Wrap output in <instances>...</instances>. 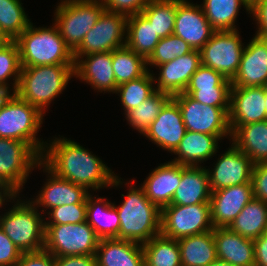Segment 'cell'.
<instances>
[{
	"label": "cell",
	"mask_w": 267,
	"mask_h": 266,
	"mask_svg": "<svg viewBox=\"0 0 267 266\" xmlns=\"http://www.w3.org/2000/svg\"><path fill=\"white\" fill-rule=\"evenodd\" d=\"M231 88H200V90H185L198 102L220 108H230Z\"/></svg>",
	"instance_id": "cell-44"
},
{
	"label": "cell",
	"mask_w": 267,
	"mask_h": 266,
	"mask_svg": "<svg viewBox=\"0 0 267 266\" xmlns=\"http://www.w3.org/2000/svg\"><path fill=\"white\" fill-rule=\"evenodd\" d=\"M74 59V77H78L100 93H115L117 83L112 66V51Z\"/></svg>",
	"instance_id": "cell-22"
},
{
	"label": "cell",
	"mask_w": 267,
	"mask_h": 266,
	"mask_svg": "<svg viewBox=\"0 0 267 266\" xmlns=\"http://www.w3.org/2000/svg\"><path fill=\"white\" fill-rule=\"evenodd\" d=\"M149 71L137 79L117 86L115 93L120 96L124 114L136 108L156 91L154 88L156 86L152 85L155 84L153 73Z\"/></svg>",
	"instance_id": "cell-38"
},
{
	"label": "cell",
	"mask_w": 267,
	"mask_h": 266,
	"mask_svg": "<svg viewBox=\"0 0 267 266\" xmlns=\"http://www.w3.org/2000/svg\"><path fill=\"white\" fill-rule=\"evenodd\" d=\"M238 30L215 31L210 40L199 50L201 64L232 80L239 68L244 43Z\"/></svg>",
	"instance_id": "cell-13"
},
{
	"label": "cell",
	"mask_w": 267,
	"mask_h": 266,
	"mask_svg": "<svg viewBox=\"0 0 267 266\" xmlns=\"http://www.w3.org/2000/svg\"><path fill=\"white\" fill-rule=\"evenodd\" d=\"M128 16L104 10L73 52L74 58L108 52L125 46Z\"/></svg>",
	"instance_id": "cell-12"
},
{
	"label": "cell",
	"mask_w": 267,
	"mask_h": 266,
	"mask_svg": "<svg viewBox=\"0 0 267 266\" xmlns=\"http://www.w3.org/2000/svg\"><path fill=\"white\" fill-rule=\"evenodd\" d=\"M9 39L5 36V34L0 29V46L7 43Z\"/></svg>",
	"instance_id": "cell-55"
},
{
	"label": "cell",
	"mask_w": 267,
	"mask_h": 266,
	"mask_svg": "<svg viewBox=\"0 0 267 266\" xmlns=\"http://www.w3.org/2000/svg\"><path fill=\"white\" fill-rule=\"evenodd\" d=\"M21 0H0V29L9 40H15L29 25Z\"/></svg>",
	"instance_id": "cell-39"
},
{
	"label": "cell",
	"mask_w": 267,
	"mask_h": 266,
	"mask_svg": "<svg viewBox=\"0 0 267 266\" xmlns=\"http://www.w3.org/2000/svg\"><path fill=\"white\" fill-rule=\"evenodd\" d=\"M208 266H232V265L224 260H220L217 258L214 262L210 263Z\"/></svg>",
	"instance_id": "cell-54"
},
{
	"label": "cell",
	"mask_w": 267,
	"mask_h": 266,
	"mask_svg": "<svg viewBox=\"0 0 267 266\" xmlns=\"http://www.w3.org/2000/svg\"><path fill=\"white\" fill-rule=\"evenodd\" d=\"M217 258L232 266H254V244L228 227L213 229Z\"/></svg>",
	"instance_id": "cell-24"
},
{
	"label": "cell",
	"mask_w": 267,
	"mask_h": 266,
	"mask_svg": "<svg viewBox=\"0 0 267 266\" xmlns=\"http://www.w3.org/2000/svg\"><path fill=\"white\" fill-rule=\"evenodd\" d=\"M19 195L5 182L0 180V208L5 203L6 200L9 201L18 197Z\"/></svg>",
	"instance_id": "cell-52"
},
{
	"label": "cell",
	"mask_w": 267,
	"mask_h": 266,
	"mask_svg": "<svg viewBox=\"0 0 267 266\" xmlns=\"http://www.w3.org/2000/svg\"><path fill=\"white\" fill-rule=\"evenodd\" d=\"M267 80V39L254 36L244 47L231 87H259Z\"/></svg>",
	"instance_id": "cell-20"
},
{
	"label": "cell",
	"mask_w": 267,
	"mask_h": 266,
	"mask_svg": "<svg viewBox=\"0 0 267 266\" xmlns=\"http://www.w3.org/2000/svg\"><path fill=\"white\" fill-rule=\"evenodd\" d=\"M216 30L210 25L201 5L177 0L173 34L187 42L193 50H200Z\"/></svg>",
	"instance_id": "cell-15"
},
{
	"label": "cell",
	"mask_w": 267,
	"mask_h": 266,
	"mask_svg": "<svg viewBox=\"0 0 267 266\" xmlns=\"http://www.w3.org/2000/svg\"><path fill=\"white\" fill-rule=\"evenodd\" d=\"M100 238L85 222L45 225L44 249L54 257L95 255Z\"/></svg>",
	"instance_id": "cell-8"
},
{
	"label": "cell",
	"mask_w": 267,
	"mask_h": 266,
	"mask_svg": "<svg viewBox=\"0 0 267 266\" xmlns=\"http://www.w3.org/2000/svg\"><path fill=\"white\" fill-rule=\"evenodd\" d=\"M177 0H150L141 14L150 22L158 37L173 34Z\"/></svg>",
	"instance_id": "cell-37"
},
{
	"label": "cell",
	"mask_w": 267,
	"mask_h": 266,
	"mask_svg": "<svg viewBox=\"0 0 267 266\" xmlns=\"http://www.w3.org/2000/svg\"><path fill=\"white\" fill-rule=\"evenodd\" d=\"M253 167L251 159L232 143L217 159L214 169H207L210 190L251 183Z\"/></svg>",
	"instance_id": "cell-14"
},
{
	"label": "cell",
	"mask_w": 267,
	"mask_h": 266,
	"mask_svg": "<svg viewBox=\"0 0 267 266\" xmlns=\"http://www.w3.org/2000/svg\"><path fill=\"white\" fill-rule=\"evenodd\" d=\"M181 165V181L170 205H194L209 203L211 190L205 167Z\"/></svg>",
	"instance_id": "cell-25"
},
{
	"label": "cell",
	"mask_w": 267,
	"mask_h": 266,
	"mask_svg": "<svg viewBox=\"0 0 267 266\" xmlns=\"http://www.w3.org/2000/svg\"><path fill=\"white\" fill-rule=\"evenodd\" d=\"M21 69L18 44L15 40H9L0 46V87H6L10 91L13 89L12 93H15L19 84ZM13 76V88L10 89L8 79Z\"/></svg>",
	"instance_id": "cell-40"
},
{
	"label": "cell",
	"mask_w": 267,
	"mask_h": 266,
	"mask_svg": "<svg viewBox=\"0 0 267 266\" xmlns=\"http://www.w3.org/2000/svg\"><path fill=\"white\" fill-rule=\"evenodd\" d=\"M55 266H96L95 255L55 257Z\"/></svg>",
	"instance_id": "cell-50"
},
{
	"label": "cell",
	"mask_w": 267,
	"mask_h": 266,
	"mask_svg": "<svg viewBox=\"0 0 267 266\" xmlns=\"http://www.w3.org/2000/svg\"><path fill=\"white\" fill-rule=\"evenodd\" d=\"M145 266H181L178 241L161 233L142 244Z\"/></svg>",
	"instance_id": "cell-34"
},
{
	"label": "cell",
	"mask_w": 267,
	"mask_h": 266,
	"mask_svg": "<svg viewBox=\"0 0 267 266\" xmlns=\"http://www.w3.org/2000/svg\"><path fill=\"white\" fill-rule=\"evenodd\" d=\"M17 199L6 214L0 216V228L21 252L44 249L45 218L30 200Z\"/></svg>",
	"instance_id": "cell-6"
},
{
	"label": "cell",
	"mask_w": 267,
	"mask_h": 266,
	"mask_svg": "<svg viewBox=\"0 0 267 266\" xmlns=\"http://www.w3.org/2000/svg\"><path fill=\"white\" fill-rule=\"evenodd\" d=\"M105 10L126 16L136 15L147 6L150 0H101Z\"/></svg>",
	"instance_id": "cell-45"
},
{
	"label": "cell",
	"mask_w": 267,
	"mask_h": 266,
	"mask_svg": "<svg viewBox=\"0 0 267 266\" xmlns=\"http://www.w3.org/2000/svg\"><path fill=\"white\" fill-rule=\"evenodd\" d=\"M37 167H42L43 171L47 172L48 179L42 187V190L36 196L37 198L30 201L35 207L53 209L62 205L87 204L89 191L83 186H79L57 176L42 162Z\"/></svg>",
	"instance_id": "cell-19"
},
{
	"label": "cell",
	"mask_w": 267,
	"mask_h": 266,
	"mask_svg": "<svg viewBox=\"0 0 267 266\" xmlns=\"http://www.w3.org/2000/svg\"><path fill=\"white\" fill-rule=\"evenodd\" d=\"M72 77L74 65L22 67L15 93L45 115L47 106L62 93Z\"/></svg>",
	"instance_id": "cell-4"
},
{
	"label": "cell",
	"mask_w": 267,
	"mask_h": 266,
	"mask_svg": "<svg viewBox=\"0 0 267 266\" xmlns=\"http://www.w3.org/2000/svg\"><path fill=\"white\" fill-rule=\"evenodd\" d=\"M187 129L177 102L171 98L152 122L144 135L157 147L173 153L185 136Z\"/></svg>",
	"instance_id": "cell-18"
},
{
	"label": "cell",
	"mask_w": 267,
	"mask_h": 266,
	"mask_svg": "<svg viewBox=\"0 0 267 266\" xmlns=\"http://www.w3.org/2000/svg\"><path fill=\"white\" fill-rule=\"evenodd\" d=\"M16 266H55V257L45 249L37 252H22Z\"/></svg>",
	"instance_id": "cell-49"
},
{
	"label": "cell",
	"mask_w": 267,
	"mask_h": 266,
	"mask_svg": "<svg viewBox=\"0 0 267 266\" xmlns=\"http://www.w3.org/2000/svg\"><path fill=\"white\" fill-rule=\"evenodd\" d=\"M172 98L177 102L184 125L188 131L208 135H229L230 108L213 107L202 104L186 93H179Z\"/></svg>",
	"instance_id": "cell-11"
},
{
	"label": "cell",
	"mask_w": 267,
	"mask_h": 266,
	"mask_svg": "<svg viewBox=\"0 0 267 266\" xmlns=\"http://www.w3.org/2000/svg\"><path fill=\"white\" fill-rule=\"evenodd\" d=\"M251 184L253 197L267 203V162L254 164Z\"/></svg>",
	"instance_id": "cell-46"
},
{
	"label": "cell",
	"mask_w": 267,
	"mask_h": 266,
	"mask_svg": "<svg viewBox=\"0 0 267 266\" xmlns=\"http://www.w3.org/2000/svg\"><path fill=\"white\" fill-rule=\"evenodd\" d=\"M265 103H266V120H267V94H266V101H265Z\"/></svg>",
	"instance_id": "cell-57"
},
{
	"label": "cell",
	"mask_w": 267,
	"mask_h": 266,
	"mask_svg": "<svg viewBox=\"0 0 267 266\" xmlns=\"http://www.w3.org/2000/svg\"><path fill=\"white\" fill-rule=\"evenodd\" d=\"M266 93L263 86L231 87L229 125L231 133L241 125L266 120Z\"/></svg>",
	"instance_id": "cell-16"
},
{
	"label": "cell",
	"mask_w": 267,
	"mask_h": 266,
	"mask_svg": "<svg viewBox=\"0 0 267 266\" xmlns=\"http://www.w3.org/2000/svg\"><path fill=\"white\" fill-rule=\"evenodd\" d=\"M95 257L96 266H145L142 244L124 239H100Z\"/></svg>",
	"instance_id": "cell-26"
},
{
	"label": "cell",
	"mask_w": 267,
	"mask_h": 266,
	"mask_svg": "<svg viewBox=\"0 0 267 266\" xmlns=\"http://www.w3.org/2000/svg\"><path fill=\"white\" fill-rule=\"evenodd\" d=\"M120 206H115L120 218L118 239L144 244L161 231V209L152 203L143 187H129Z\"/></svg>",
	"instance_id": "cell-2"
},
{
	"label": "cell",
	"mask_w": 267,
	"mask_h": 266,
	"mask_svg": "<svg viewBox=\"0 0 267 266\" xmlns=\"http://www.w3.org/2000/svg\"><path fill=\"white\" fill-rule=\"evenodd\" d=\"M43 116L34 105L12 93L0 108V137L25 142L41 156L47 143L37 138Z\"/></svg>",
	"instance_id": "cell-5"
},
{
	"label": "cell",
	"mask_w": 267,
	"mask_h": 266,
	"mask_svg": "<svg viewBox=\"0 0 267 266\" xmlns=\"http://www.w3.org/2000/svg\"><path fill=\"white\" fill-rule=\"evenodd\" d=\"M230 140L254 164L267 162V120L238 126Z\"/></svg>",
	"instance_id": "cell-28"
},
{
	"label": "cell",
	"mask_w": 267,
	"mask_h": 266,
	"mask_svg": "<svg viewBox=\"0 0 267 266\" xmlns=\"http://www.w3.org/2000/svg\"><path fill=\"white\" fill-rule=\"evenodd\" d=\"M159 41L157 32L141 13L128 16L125 43L127 47L147 60Z\"/></svg>",
	"instance_id": "cell-33"
},
{
	"label": "cell",
	"mask_w": 267,
	"mask_h": 266,
	"mask_svg": "<svg viewBox=\"0 0 267 266\" xmlns=\"http://www.w3.org/2000/svg\"><path fill=\"white\" fill-rule=\"evenodd\" d=\"M253 198L251 183L211 191L209 203L214 228L228 227Z\"/></svg>",
	"instance_id": "cell-17"
},
{
	"label": "cell",
	"mask_w": 267,
	"mask_h": 266,
	"mask_svg": "<svg viewBox=\"0 0 267 266\" xmlns=\"http://www.w3.org/2000/svg\"><path fill=\"white\" fill-rule=\"evenodd\" d=\"M53 26V27H52ZM35 28L32 23L15 39L22 67L75 65L73 52L56 25Z\"/></svg>",
	"instance_id": "cell-3"
},
{
	"label": "cell",
	"mask_w": 267,
	"mask_h": 266,
	"mask_svg": "<svg viewBox=\"0 0 267 266\" xmlns=\"http://www.w3.org/2000/svg\"><path fill=\"white\" fill-rule=\"evenodd\" d=\"M201 65L200 52L192 50L191 52L176 57L170 62L158 65L160 73L158 79L154 77L157 84L156 91L168 93L174 96L183 93L190 81L192 75Z\"/></svg>",
	"instance_id": "cell-21"
},
{
	"label": "cell",
	"mask_w": 267,
	"mask_h": 266,
	"mask_svg": "<svg viewBox=\"0 0 267 266\" xmlns=\"http://www.w3.org/2000/svg\"><path fill=\"white\" fill-rule=\"evenodd\" d=\"M201 8L216 31H235L240 5L250 14L249 0H204Z\"/></svg>",
	"instance_id": "cell-32"
},
{
	"label": "cell",
	"mask_w": 267,
	"mask_h": 266,
	"mask_svg": "<svg viewBox=\"0 0 267 266\" xmlns=\"http://www.w3.org/2000/svg\"><path fill=\"white\" fill-rule=\"evenodd\" d=\"M41 162L54 174L86 190H100L104 187H118L121 178L102 160L75 141L56 138L46 143ZM46 152V153H45Z\"/></svg>",
	"instance_id": "cell-1"
},
{
	"label": "cell",
	"mask_w": 267,
	"mask_h": 266,
	"mask_svg": "<svg viewBox=\"0 0 267 266\" xmlns=\"http://www.w3.org/2000/svg\"><path fill=\"white\" fill-rule=\"evenodd\" d=\"M112 66L117 86L137 79L149 70L147 60L126 45L112 51Z\"/></svg>",
	"instance_id": "cell-35"
},
{
	"label": "cell",
	"mask_w": 267,
	"mask_h": 266,
	"mask_svg": "<svg viewBox=\"0 0 267 266\" xmlns=\"http://www.w3.org/2000/svg\"><path fill=\"white\" fill-rule=\"evenodd\" d=\"M10 95L11 91H9V89L6 87H0V108Z\"/></svg>",
	"instance_id": "cell-53"
},
{
	"label": "cell",
	"mask_w": 267,
	"mask_h": 266,
	"mask_svg": "<svg viewBox=\"0 0 267 266\" xmlns=\"http://www.w3.org/2000/svg\"><path fill=\"white\" fill-rule=\"evenodd\" d=\"M22 252L0 228V266H16Z\"/></svg>",
	"instance_id": "cell-47"
},
{
	"label": "cell",
	"mask_w": 267,
	"mask_h": 266,
	"mask_svg": "<svg viewBox=\"0 0 267 266\" xmlns=\"http://www.w3.org/2000/svg\"><path fill=\"white\" fill-rule=\"evenodd\" d=\"M231 80L226 79L214 69L200 65L190 78L185 90H200V88H231Z\"/></svg>",
	"instance_id": "cell-42"
},
{
	"label": "cell",
	"mask_w": 267,
	"mask_h": 266,
	"mask_svg": "<svg viewBox=\"0 0 267 266\" xmlns=\"http://www.w3.org/2000/svg\"><path fill=\"white\" fill-rule=\"evenodd\" d=\"M254 244V266H267V231L257 239L253 240Z\"/></svg>",
	"instance_id": "cell-51"
},
{
	"label": "cell",
	"mask_w": 267,
	"mask_h": 266,
	"mask_svg": "<svg viewBox=\"0 0 267 266\" xmlns=\"http://www.w3.org/2000/svg\"><path fill=\"white\" fill-rule=\"evenodd\" d=\"M56 7L54 24L72 52L105 10L101 0H61Z\"/></svg>",
	"instance_id": "cell-7"
},
{
	"label": "cell",
	"mask_w": 267,
	"mask_h": 266,
	"mask_svg": "<svg viewBox=\"0 0 267 266\" xmlns=\"http://www.w3.org/2000/svg\"><path fill=\"white\" fill-rule=\"evenodd\" d=\"M263 88L265 89V93L267 94V80L265 81Z\"/></svg>",
	"instance_id": "cell-56"
},
{
	"label": "cell",
	"mask_w": 267,
	"mask_h": 266,
	"mask_svg": "<svg viewBox=\"0 0 267 266\" xmlns=\"http://www.w3.org/2000/svg\"><path fill=\"white\" fill-rule=\"evenodd\" d=\"M49 221L45 225L76 224L85 222L87 217V204H71L57 206L47 213Z\"/></svg>",
	"instance_id": "cell-43"
},
{
	"label": "cell",
	"mask_w": 267,
	"mask_h": 266,
	"mask_svg": "<svg viewBox=\"0 0 267 266\" xmlns=\"http://www.w3.org/2000/svg\"><path fill=\"white\" fill-rule=\"evenodd\" d=\"M40 162L41 156L29 144L0 137V180L18 195Z\"/></svg>",
	"instance_id": "cell-10"
},
{
	"label": "cell",
	"mask_w": 267,
	"mask_h": 266,
	"mask_svg": "<svg viewBox=\"0 0 267 266\" xmlns=\"http://www.w3.org/2000/svg\"><path fill=\"white\" fill-rule=\"evenodd\" d=\"M225 136L228 137V135H208L187 130L179 146L173 152L178 157L171 162L183 166H199L218 152V141Z\"/></svg>",
	"instance_id": "cell-27"
},
{
	"label": "cell",
	"mask_w": 267,
	"mask_h": 266,
	"mask_svg": "<svg viewBox=\"0 0 267 266\" xmlns=\"http://www.w3.org/2000/svg\"><path fill=\"white\" fill-rule=\"evenodd\" d=\"M180 181L181 164L169 161L151 171L141 186L146 197L162 209L170 205Z\"/></svg>",
	"instance_id": "cell-23"
},
{
	"label": "cell",
	"mask_w": 267,
	"mask_h": 266,
	"mask_svg": "<svg viewBox=\"0 0 267 266\" xmlns=\"http://www.w3.org/2000/svg\"><path fill=\"white\" fill-rule=\"evenodd\" d=\"M210 203L167 205L161 209V231L166 237L179 240L212 231Z\"/></svg>",
	"instance_id": "cell-9"
},
{
	"label": "cell",
	"mask_w": 267,
	"mask_h": 266,
	"mask_svg": "<svg viewBox=\"0 0 267 266\" xmlns=\"http://www.w3.org/2000/svg\"><path fill=\"white\" fill-rule=\"evenodd\" d=\"M193 49L180 37L174 34L161 38L155 47V50L147 59V65L158 66L166 62L181 57Z\"/></svg>",
	"instance_id": "cell-41"
},
{
	"label": "cell",
	"mask_w": 267,
	"mask_h": 266,
	"mask_svg": "<svg viewBox=\"0 0 267 266\" xmlns=\"http://www.w3.org/2000/svg\"><path fill=\"white\" fill-rule=\"evenodd\" d=\"M87 195V223L100 239L118 238L120 218L114 204L102 197Z\"/></svg>",
	"instance_id": "cell-29"
},
{
	"label": "cell",
	"mask_w": 267,
	"mask_h": 266,
	"mask_svg": "<svg viewBox=\"0 0 267 266\" xmlns=\"http://www.w3.org/2000/svg\"><path fill=\"white\" fill-rule=\"evenodd\" d=\"M228 228L245 238L257 239L267 231V203L253 198Z\"/></svg>",
	"instance_id": "cell-31"
},
{
	"label": "cell",
	"mask_w": 267,
	"mask_h": 266,
	"mask_svg": "<svg viewBox=\"0 0 267 266\" xmlns=\"http://www.w3.org/2000/svg\"><path fill=\"white\" fill-rule=\"evenodd\" d=\"M178 241L181 266H208L217 259L213 230Z\"/></svg>",
	"instance_id": "cell-30"
},
{
	"label": "cell",
	"mask_w": 267,
	"mask_h": 266,
	"mask_svg": "<svg viewBox=\"0 0 267 266\" xmlns=\"http://www.w3.org/2000/svg\"><path fill=\"white\" fill-rule=\"evenodd\" d=\"M171 98L172 96L168 93L155 91L136 108L129 110L125 114L128 124L133 127L132 129H136L140 134L144 135Z\"/></svg>",
	"instance_id": "cell-36"
},
{
	"label": "cell",
	"mask_w": 267,
	"mask_h": 266,
	"mask_svg": "<svg viewBox=\"0 0 267 266\" xmlns=\"http://www.w3.org/2000/svg\"><path fill=\"white\" fill-rule=\"evenodd\" d=\"M251 14L258 25L255 36L267 39V0H251L250 15Z\"/></svg>",
	"instance_id": "cell-48"
}]
</instances>
